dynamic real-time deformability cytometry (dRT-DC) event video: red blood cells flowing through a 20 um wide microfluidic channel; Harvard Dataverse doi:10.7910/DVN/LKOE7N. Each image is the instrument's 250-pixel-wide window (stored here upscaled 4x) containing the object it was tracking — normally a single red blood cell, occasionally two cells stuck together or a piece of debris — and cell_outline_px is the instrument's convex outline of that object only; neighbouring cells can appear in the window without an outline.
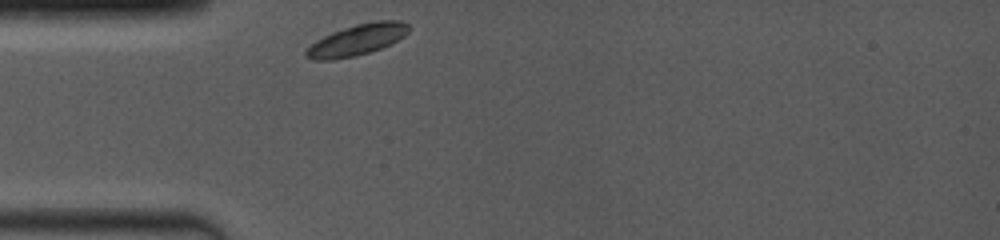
{"species": "common noctule bat (a hibernating species)", "species_latin": "Nyctalus noctula", "temperature_condition": "room temperature", "stored_images_in_passage": 19, "camera_frame_rate_fps": 4000, "um_per_image_px": 0.085, "animal": {"sex": "female", "body_mass_g": 19.0, "forearm_length_mm": 53.3}, "frame": {"image": 1, "passage_image": 1, "time_ms": 0.0, "image_size_px": [1000, 240], "cell_outline_px": [[412, 28], [404, 36], [392, 44], [356, 56], [332, 60], [312, 60], [304, 56], [304, 52], [316, 40], [332, 32], [356, 24], [376, 20], [400, 20], [408, 24]], "centroid_in_image_um": [30.37, 3.38], "position_along_channel_um": 54.6, "area_um2": 18.73}}
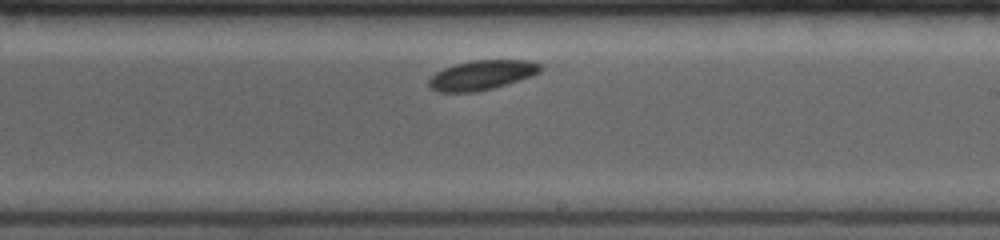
{"frame": {"image": 2, "passage_image": 11, "time_ms": 5.25, "image_size_px": [1000, 240], "cell_outline_px": [[544, 68], [540, 72], [532, 76], [492, 88], [476, 92], [436, 92], [428, 84], [428, 80], [436, 72], [444, 68], [456, 64], [472, 60], [528, 60], [544, 64]], "centroid_in_image_um": [40.99, 6.37], "position_along_channel_um": 248.0, "area_um2": 19.31}}
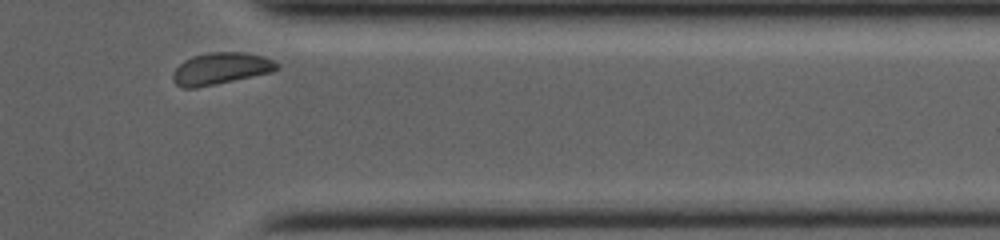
{"frame": {"image": 3, "passage_image": 18, "time_ms": 9.0, "image_size_px": [1000, 240], "cell_outline_px": [[280, 68], [272, 72], [216, 84], [196, 88], [184, 88], [176, 84], [172, 80], [172, 72], [184, 60], [192, 56], [208, 52], [244, 52], [264, 56], [280, 64]], "centroid_in_image_um": [18.76, 5.82], "position_along_channel_um": 392.6, "area_um2": 19.42}, "authors_computed_cell_mechanics": {"area_um2": 18.9584, "velocity_mm_per_s": 3.8159, "shape_relaxation_time_tau1_ms": null, "shape_relaxation_time_tau2_ms": 0.9081, "deformation_change_tau1": null, "deformation_change_tau2": 0.0381}}